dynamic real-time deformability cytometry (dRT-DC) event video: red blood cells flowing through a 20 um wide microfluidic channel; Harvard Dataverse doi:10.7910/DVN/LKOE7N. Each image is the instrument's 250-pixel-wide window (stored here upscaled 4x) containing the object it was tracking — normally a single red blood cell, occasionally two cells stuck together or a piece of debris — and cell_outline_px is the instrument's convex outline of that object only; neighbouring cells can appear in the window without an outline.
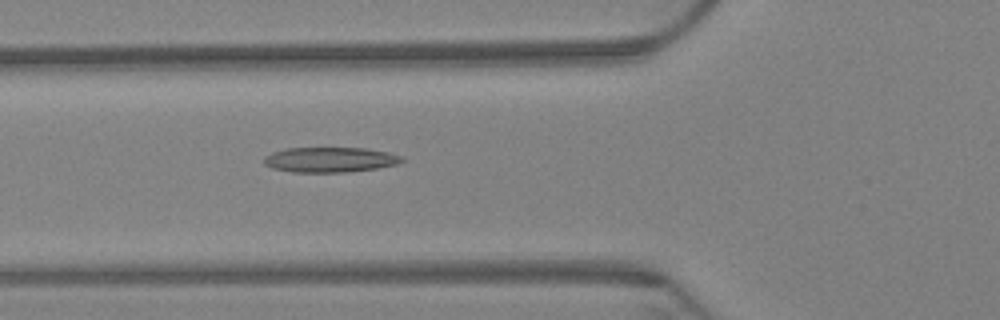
{"species": "Egyptian fruit bat (a non-hibernating species)", "species_latin": "Rousettus aegyptiacus", "temperature_condition": "warm", "stored_images_in_passage": 42, "camera_frame_rate_fps": 3000, "um_per_image_px": 0.085, "animal": {"sex": "female"}, "frame": {"image": 1, "passage_image": 11, "time_ms": 3.333, "image_size_px": [1000, 320], "cell_outline_px": [[404, 160], [396, 164], [376, 168], [344, 172], [292, 172], [272, 168], [264, 164], [264, 156], [272, 152], [288, 148], [364, 148], [388, 152], [400, 156]], "centroid_in_image_um": [28.0, 13.57], "position_along_channel_um": 97.8, "area_um2": 20.0}}
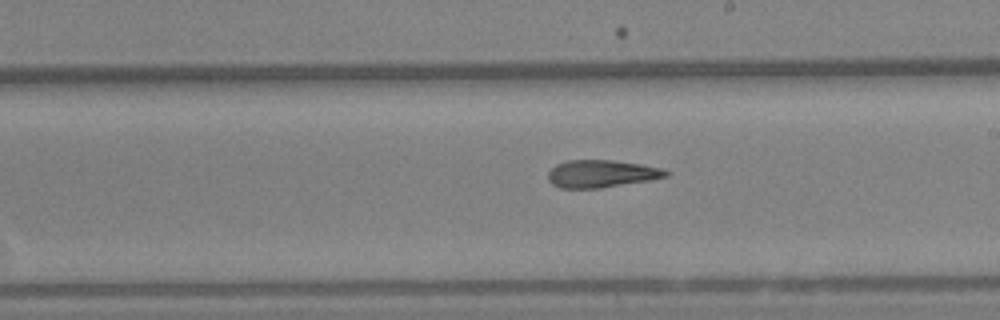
{"frame": {"image": 2, "passage_image": 24, "time_ms": 7.667, "image_size_px": [1000, 320], "cell_outline_px": [[668, 176], [648, 180], [600, 188], [560, 188], [552, 184], [548, 180], [548, 172], [556, 164], [568, 160], [612, 160], [640, 164], [660, 168], [668, 172]], "centroid_in_image_um": [51.07, 14.76], "position_along_channel_um": 237.9, "area_um2": 18.67}}
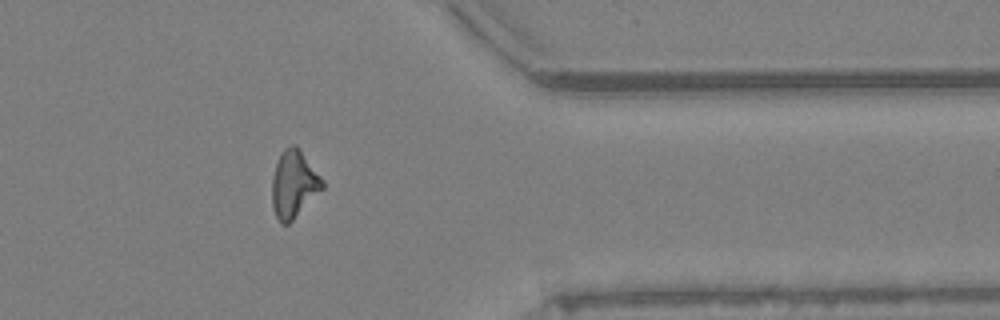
{"frame": {"image": 3, "passage_image": 39, "time_ms": 12.667, "image_size_px": [1000, 320], "cell_outline_px": [[324, 188], [288, 224], [280, 224], [272, 208], [272, 176], [276, 164], [284, 148], [292, 144], [296, 144], [324, 180]], "centroid_in_image_um": [24.97, 15.65], "position_along_channel_um": 386.4, "area_um2": 19.71}, "authors_computed_cell_mechanics": {"area_um2": 19.5942, "velocity_mm_per_s": 3.2477, "shape_relaxation_time_tau1_ms": null, "shape_relaxation_time_tau2_ms": 3.4864, "deformation_change_tau1": null, "deformation_change_tau2": 0.1272}}